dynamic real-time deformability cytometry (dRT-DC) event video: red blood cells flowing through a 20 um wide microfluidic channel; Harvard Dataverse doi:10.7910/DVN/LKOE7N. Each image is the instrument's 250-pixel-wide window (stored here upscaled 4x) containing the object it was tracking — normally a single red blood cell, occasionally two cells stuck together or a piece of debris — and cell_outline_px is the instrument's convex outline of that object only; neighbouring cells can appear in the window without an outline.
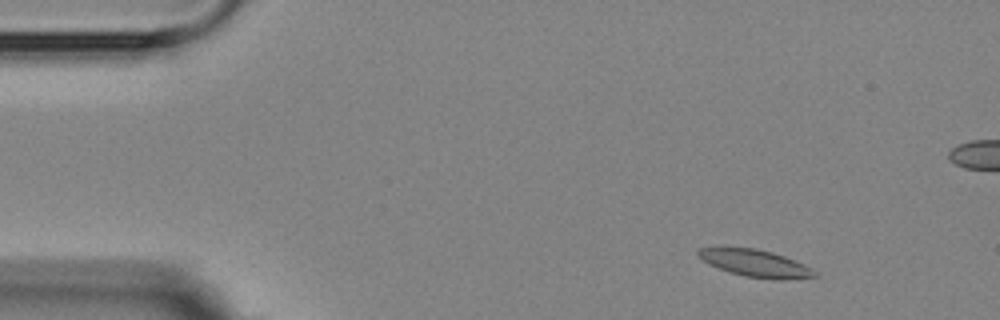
{"species": "Egyptian fruit bat (a non-hibernating species)", "species_latin": "Rousettus aegyptiacus", "temperature_condition": "room temperature", "stored_images_in_passage": 5, "camera_frame_rate_fps": 3000, "um_per_image_px": 0.085, "animal": {"sex": "female"}, "frame": {"image": 1, "passage_image": 2, "time_ms": 1.333, "image_size_px": [1000, 320], "cell_outline_px": [[820, 276], [788, 280], [776, 280], [744, 276], [708, 264], [696, 252], [700, 248], [756, 248], [772, 252], [784, 256], [812, 268]], "centroid_in_image_um": [64.29, 22.4], "position_along_channel_um": 20.7, "area_um2": 18.21}}